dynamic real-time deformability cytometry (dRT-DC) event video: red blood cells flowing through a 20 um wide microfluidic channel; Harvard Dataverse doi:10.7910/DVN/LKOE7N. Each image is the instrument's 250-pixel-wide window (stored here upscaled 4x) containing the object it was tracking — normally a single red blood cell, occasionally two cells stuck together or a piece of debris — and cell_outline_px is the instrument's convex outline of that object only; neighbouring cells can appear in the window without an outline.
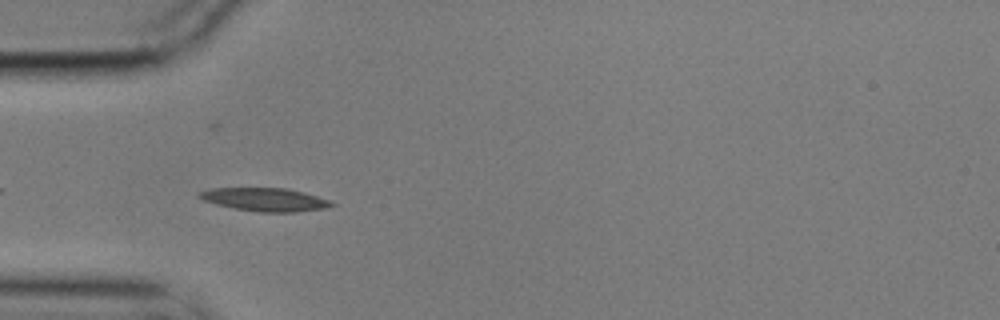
{"species": "common noctule bat (a hibernating species)", "species_latin": "Nyctalus noctula", "temperature_condition": "cold", "stored_images_in_passage": 42, "camera_frame_rate_fps": 3000, "um_per_image_px": 0.085, "animal": {"sex": "male", "body_mass_g": 17.9}, "frame": {"image": 1, "passage_image": 3, "time_ms": 0.667, "image_size_px": [1000, 320], "cell_outline_px": [[336, 204], [328, 208], [296, 212], [260, 212], [236, 208], [216, 204], [204, 200], [196, 196], [200, 192], [212, 188], [288, 188], [304, 192], [332, 200]], "centroid_in_image_um": [22.6, 16.96], "position_along_channel_um": 62.4, "area_um2": 17.98}}
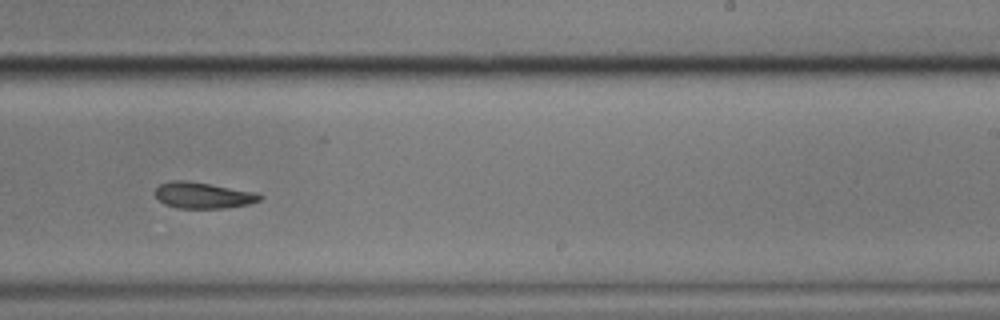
{"frame": {"image": 2, "passage_image": 21, "time_ms": 6.667, "image_size_px": [1000, 320], "cell_outline_px": [[264, 196], [260, 200], [248, 204], [224, 208], [176, 208], [164, 204], [156, 196], [156, 188], [160, 184], [172, 180], [184, 180], [256, 192]], "centroid_in_image_um": [17.26, 16.61], "position_along_channel_um": 271.7, "area_um2": 15.78}}
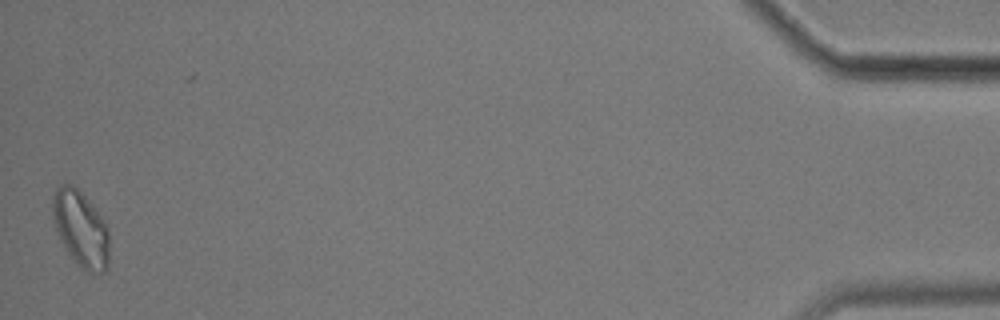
{"frame": {"image": 3, "passage_image": 42, "time_ms": 13.667, "image_size_px": [1000, 320], "cell_outline_px": [[108, 268], [104, 272], [88, 272], [68, 252], [60, 240], [56, 232], [52, 216], [52, 196], [56, 184], [72, 184], [92, 204], [104, 220], [108, 228]], "centroid_in_image_um": [6.84, 19.39], "position_along_channel_um": 428.4, "area_um2": 24.97}, "authors_computed_cell_mechanics": {"area_um2": 16.9932, "velocity_mm_per_s": 3.5136, "shape_relaxation_time_tau1_ms": 6.8101, "shape_relaxation_time_tau2_ms": 7.6863, "deformation_change_tau1": 0.1396, "deformation_change_tau2": 0.15}}